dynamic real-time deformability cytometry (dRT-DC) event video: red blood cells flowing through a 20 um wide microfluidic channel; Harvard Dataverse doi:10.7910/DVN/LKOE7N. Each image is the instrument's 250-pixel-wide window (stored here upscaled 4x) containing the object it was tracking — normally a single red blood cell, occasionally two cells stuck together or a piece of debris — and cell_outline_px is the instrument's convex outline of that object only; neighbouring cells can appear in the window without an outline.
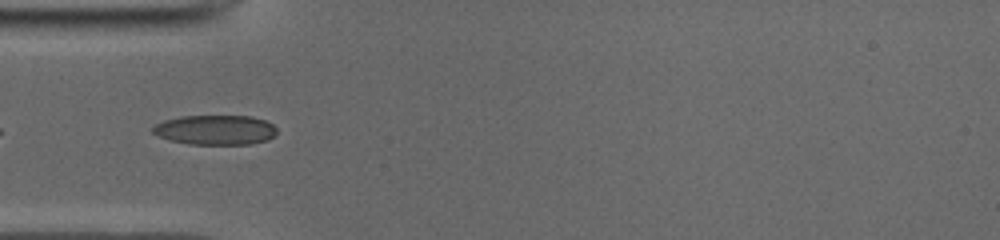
{"species": "common noctule bat (a hibernating species)", "species_latin": "Nyctalus noctula", "temperature_condition": "cold", "stored_images_in_passage": 22, "camera_frame_rate_fps": 3000, "um_per_image_px": 0.085, "animal": {"sex": "male", "body_mass_g": 19.0, "forearm_length_mm": 50.8}, "frame": {"image": 1, "passage_image": 1, "time_ms": 0.0, "image_size_px": [1000, 240], "cell_outline_px": [[276, 136], [268, 140], [248, 144], [188, 144], [156, 136], [152, 132], [152, 128], [156, 124], [164, 120], [180, 116], [252, 116], [264, 120], [272, 124], [276, 128]], "centroid_in_image_um": [18.31, 11.04], "position_along_channel_um": 66.7, "area_um2": 21.56}}
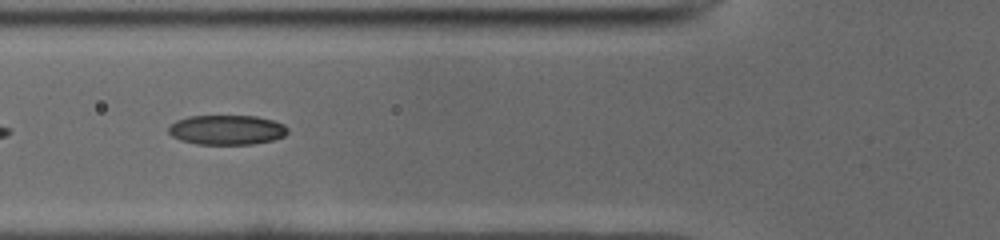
{"frame": {"image": 2, "passage_image": 4, "time_ms": 1.0, "image_size_px": [1000, 240], "cell_outline_px": [[288, 132], [284, 136], [272, 140], [252, 144], [196, 144], [180, 140], [172, 136], [168, 132], [168, 128], [176, 120], [188, 116], [256, 116], [272, 120], [284, 124], [288, 128]], "centroid_in_image_um": [19.27, 11.04], "position_along_channel_um": 106.5, "area_um2": 20.63}}